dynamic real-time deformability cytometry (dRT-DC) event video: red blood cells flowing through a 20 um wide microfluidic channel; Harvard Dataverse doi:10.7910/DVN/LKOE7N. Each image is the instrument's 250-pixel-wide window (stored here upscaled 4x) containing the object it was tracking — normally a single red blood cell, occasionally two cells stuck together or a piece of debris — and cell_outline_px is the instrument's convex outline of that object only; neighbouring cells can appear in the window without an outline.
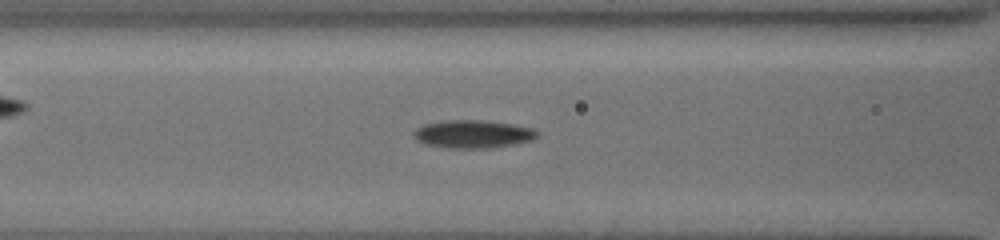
{"species": "common noctule bat (a hibernating species)", "species_latin": "Nyctalus noctula", "temperature_condition": "cold", "stored_images_in_passage": 39, "camera_frame_rate_fps": 3000, "um_per_image_px": 0.085, "animal": {"sex": "female", "body_mass_g": 19.5, "forearm_length_mm": 54.1}, "frame": {"image": 1, "passage_image": 10, "time_ms": 4.333, "image_size_px": [1000, 240], "cell_outline_px": [[540, 136], [532, 140], [516, 144], [488, 148], [448, 148], [424, 144], [416, 140], [412, 132], [416, 128], [424, 124], [444, 120], [488, 120], [516, 124], [536, 128], [540, 132]], "centroid_in_image_um": [40.26, 11.38], "position_along_channel_um": 126.3, "area_um2": 20.69}}
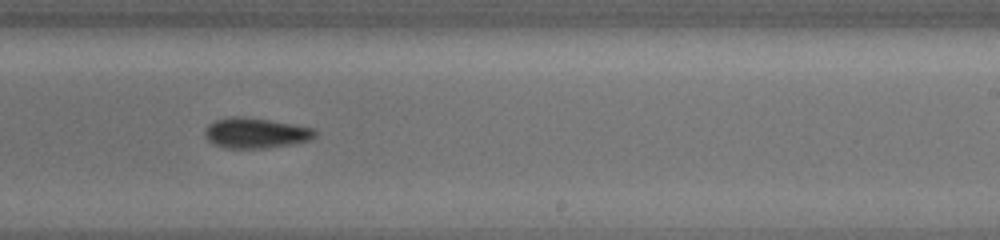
{"frame": {"image": 2, "passage_image": 20, "time_ms": 8.0, "image_size_px": [1000, 240], "cell_outline_px": [[316, 136], [312, 140], [296, 144], [264, 148], [224, 148], [212, 144], [208, 140], [204, 132], [208, 124], [212, 120], [228, 116], [244, 116], [292, 124], [312, 128], [316, 132]], "centroid_in_image_um": [21.71, 11.31], "position_along_channel_um": 267.3, "area_um2": 19.77}}
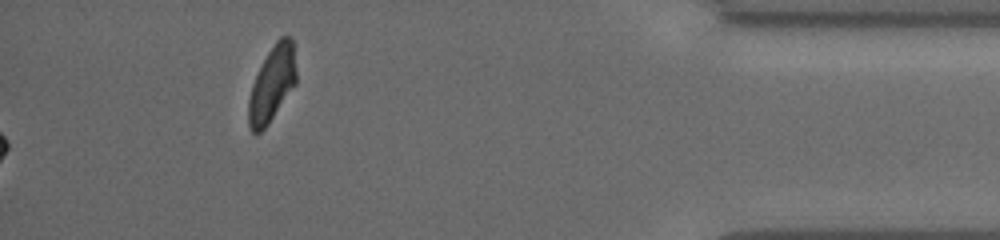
{"frame": {"image": 3, "passage_image": 39, "time_ms": 14.667, "image_size_px": [1000, 240], "cell_outline_px": [[296, 84], [268, 124], [260, 132], [252, 132], [248, 124], [248, 100], [252, 84], [268, 52], [276, 40], [280, 36], [288, 36], [292, 40], [296, 72]], "centroid_in_image_um": [23.12, 7.15], "position_along_channel_um": 412.1, "area_um2": 20.69}, "authors_computed_cell_mechanics": {"area_um2": 18.9006, "velocity_mm_per_s": 3.8531, "shape_relaxation_time_tau1_ms": 9.9518, "shape_relaxation_time_tau2_ms": null, "deformation_change_tau1": 0.2003, "deformation_change_tau2": null}}